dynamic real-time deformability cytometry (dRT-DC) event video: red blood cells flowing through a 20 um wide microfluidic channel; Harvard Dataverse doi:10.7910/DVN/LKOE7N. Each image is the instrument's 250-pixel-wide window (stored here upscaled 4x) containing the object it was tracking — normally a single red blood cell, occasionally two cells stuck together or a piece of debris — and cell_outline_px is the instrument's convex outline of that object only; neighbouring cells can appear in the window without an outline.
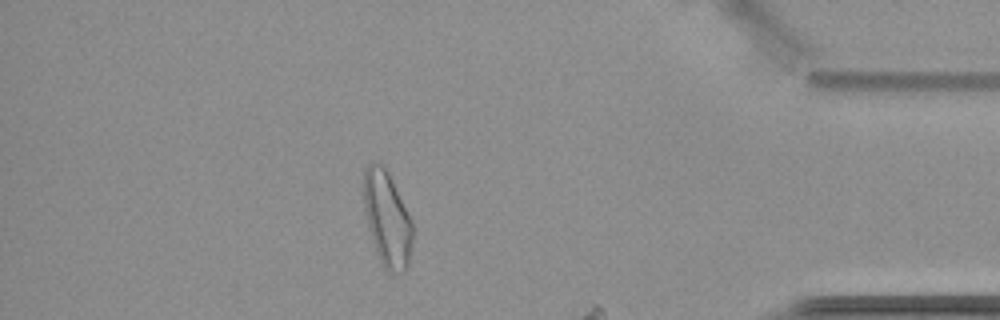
{"species": "common noctule bat (a hibernating species)", "species_latin": "Nyctalus noctula", "temperature_condition": "cold", "stored_images_in_passage": 63, "camera_frame_rate_fps": 3000, "um_per_image_px": 0.085, "animal": {"sex": "female", "body_mass_g": 22.7, "forearm_length_mm": 54.2}, "frame": {"image": 1, "passage_image": 56, "time_ms": 18.333, "image_size_px": [1000, 320], "cell_outline_px": [[412, 240], [408, 264], [404, 272], [396, 276], [388, 272], [384, 268], [376, 252], [368, 224], [364, 208], [364, 168], [372, 160], [380, 164], [388, 172], [412, 220]], "centroid_in_image_um": [32.91, 18.63], "position_along_channel_um": 402.3, "area_um2": 26.99}}